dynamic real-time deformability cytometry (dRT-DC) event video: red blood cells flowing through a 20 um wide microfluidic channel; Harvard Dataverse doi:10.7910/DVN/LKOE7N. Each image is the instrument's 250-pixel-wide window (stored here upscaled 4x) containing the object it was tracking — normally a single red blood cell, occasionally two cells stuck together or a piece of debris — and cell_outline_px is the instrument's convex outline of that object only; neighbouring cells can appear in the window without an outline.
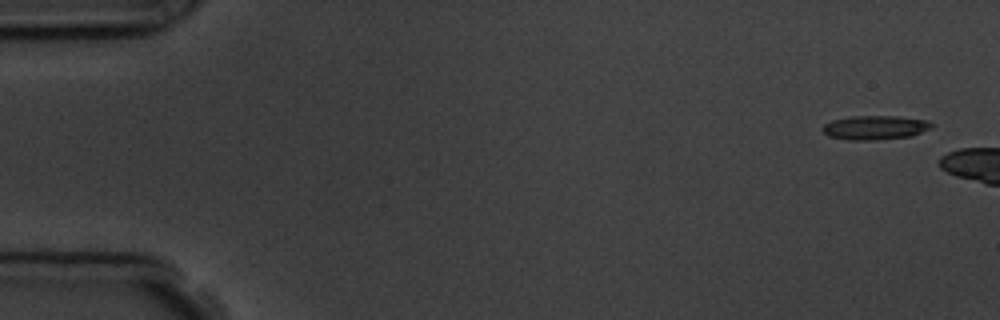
{"species": "common noctule bat (a hibernating species)", "species_latin": "Nyctalus noctula", "temperature_condition": "room temperature", "stored_images_in_passage": 3, "camera_frame_rate_fps": 3000, "um_per_image_px": 0.085, "animal": {"sex": "male", "body_mass_g": 19.5, "forearm_length_mm": 54.6}, "frame": {"image": 1, "passage_image": 1, "time_ms": 0.0, "image_size_px": [1000, 320], "cell_outline_px": [[936, 124], [932, 128], [912, 136], [876, 140], [848, 140], [828, 136], [820, 128], [824, 124], [832, 120], [852, 116], [900, 116], [928, 120]], "centroid_in_image_um": [74.42, 10.84], "position_along_channel_um": 10.6, "area_um2": 15.61}}